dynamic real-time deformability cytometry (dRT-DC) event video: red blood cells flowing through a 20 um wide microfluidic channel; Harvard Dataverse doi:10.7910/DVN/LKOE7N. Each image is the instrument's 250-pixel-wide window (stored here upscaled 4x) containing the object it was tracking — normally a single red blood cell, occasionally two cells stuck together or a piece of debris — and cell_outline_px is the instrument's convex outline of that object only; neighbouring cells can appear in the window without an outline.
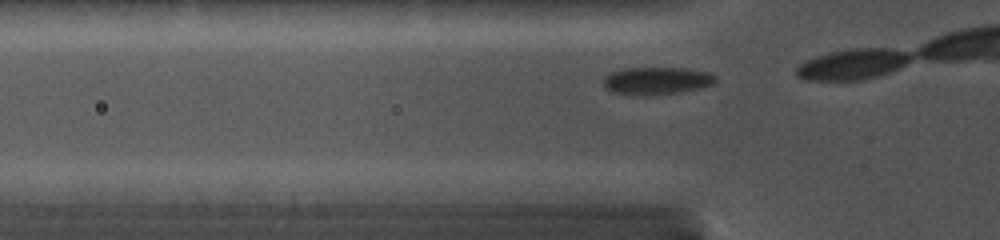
{"species": "common noctule bat (a hibernating species)", "species_latin": "Nyctalus noctula", "temperature_condition": "cold", "stored_images_in_passage": 6, "camera_frame_rate_fps": 5000, "um_per_image_px": 0.085, "animal": {"sex": "female", "body_mass_g": 19.0, "forearm_length_mm": 56.7}, "frame": {"image": 1, "passage_image": 2, "time_ms": 0.2, "image_size_px": [1000, 240], "cell_outline_px": [[716, 80], [712, 84], [700, 88], [680, 92], [644, 96], [612, 92], [604, 88], [604, 76], [608, 72], [620, 68], [688, 68], [712, 72], [716, 76]], "centroid_in_image_um": [55.8, 6.85], "position_along_channel_um": 70.0, "area_um2": 18.32}}